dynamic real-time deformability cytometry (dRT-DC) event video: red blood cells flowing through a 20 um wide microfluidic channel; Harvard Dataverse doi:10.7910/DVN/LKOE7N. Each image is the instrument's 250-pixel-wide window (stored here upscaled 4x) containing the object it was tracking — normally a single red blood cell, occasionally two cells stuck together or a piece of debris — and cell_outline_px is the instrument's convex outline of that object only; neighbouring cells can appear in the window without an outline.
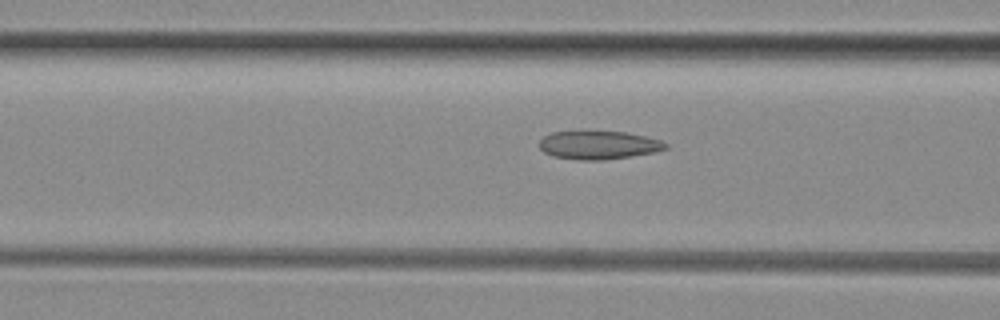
{"species": "common noctule bat (a hibernating species)", "species_latin": "Nyctalus noctula", "temperature_condition": "room temperature", "stored_images_in_passage": 27, "camera_frame_rate_fps": 3000, "um_per_image_px": 0.085, "animal": {"sex": "female", "body_mass_g": 29.2, "forearm_length_mm": 56.3}, "frame": {"image": 1, "passage_image": 6, "time_ms": 1.667, "image_size_px": [1000, 320], "cell_outline_px": [[668, 148], [652, 152], [604, 160], [580, 160], [552, 156], [544, 152], [540, 148], [540, 140], [544, 136], [552, 132], [628, 132], [660, 140], [668, 144]], "centroid_in_image_um": [50.87, 12.33], "position_along_channel_um": 115.7, "area_um2": 20.52}}
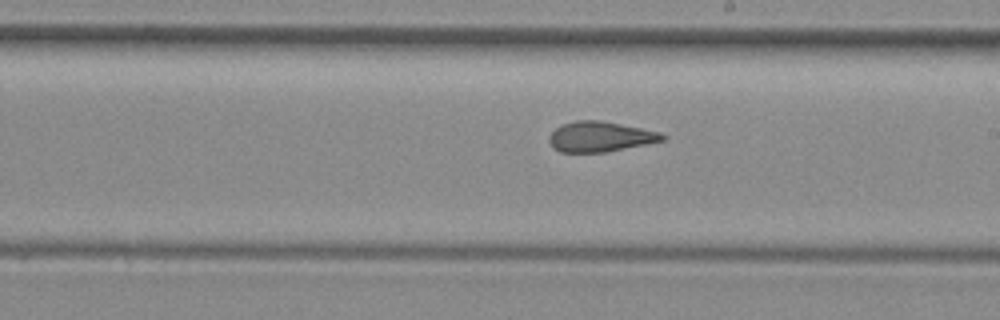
{"frame": {"image": 2, "passage_image": 15, "time_ms": 4.667, "image_size_px": [1000, 320], "cell_outline_px": [[668, 136], [664, 140], [604, 152], [560, 152], [552, 148], [548, 140], [548, 136], [556, 128], [564, 124], [576, 120], [600, 120], [660, 132]], "centroid_in_image_um": [50.98, 11.62], "position_along_channel_um": 238.0, "area_um2": 19.77}}
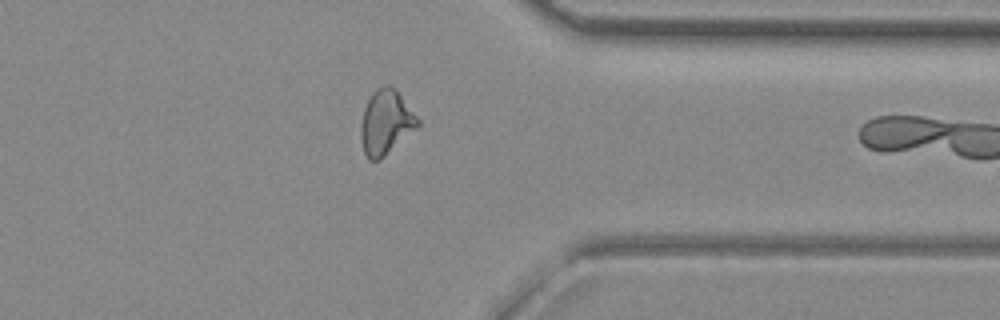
{"frame": {"image": 3, "passage_image": 26, "time_ms": 8.333, "image_size_px": [1000, 320], "cell_outline_px": [[420, 124], [416, 128], [380, 160], [368, 160], [364, 152], [360, 136], [360, 124], [364, 108], [372, 92], [376, 88], [384, 84], [388, 84], [396, 88], [420, 120]], "centroid_in_image_um": [32.78, 10.37], "position_along_channel_um": 378.6, "area_um2": 21.5}}